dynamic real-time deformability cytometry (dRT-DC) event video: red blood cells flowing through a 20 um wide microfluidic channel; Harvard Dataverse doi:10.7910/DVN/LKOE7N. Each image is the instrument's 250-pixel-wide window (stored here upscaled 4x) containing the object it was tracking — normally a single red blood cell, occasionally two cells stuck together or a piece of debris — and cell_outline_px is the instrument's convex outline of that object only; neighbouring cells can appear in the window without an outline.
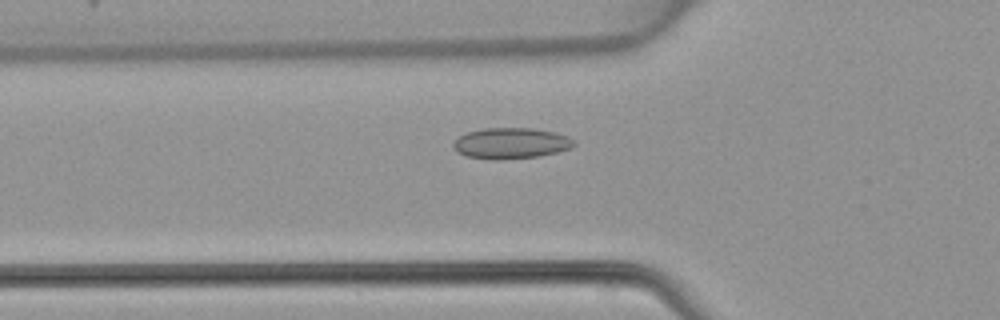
{"species": "common noctule bat (a hibernating species)", "species_latin": "Nyctalus noctula", "temperature_condition": "warm", "stored_images_in_passage": 48, "camera_frame_rate_fps": 3000, "um_per_image_px": 0.085, "animal": {"sex": "female", "body_mass_g": 22.7, "forearm_length_mm": 54.2}, "frame": {"image": 1, "passage_image": 17, "time_ms": 5.333, "image_size_px": [1000, 320], "cell_outline_px": [[576, 144], [572, 148], [556, 152], [536, 156], [496, 160], [492, 160], [464, 156], [456, 152], [452, 148], [452, 144], [460, 136], [468, 132], [484, 128], [532, 128], [556, 132], [568, 136], [576, 140]], "centroid_in_image_um": [43.43, 12.18], "position_along_channel_um": 82.4, "area_um2": 21.91}}
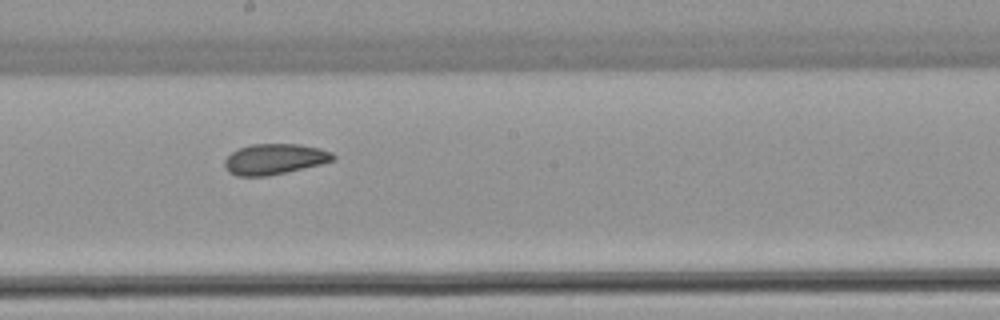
{"frame": {"image": 2, "passage_image": 27, "time_ms": 8.667, "image_size_px": [1000, 320], "cell_outline_px": [[336, 160], [320, 164], [268, 176], [236, 176], [228, 172], [224, 168], [224, 160], [232, 152], [240, 148], [252, 144], [300, 144], [320, 148], [332, 152], [336, 156]], "centroid_in_image_um": [23.34, 13.52], "position_along_channel_um": 224.9, "area_um2": 19.42}}
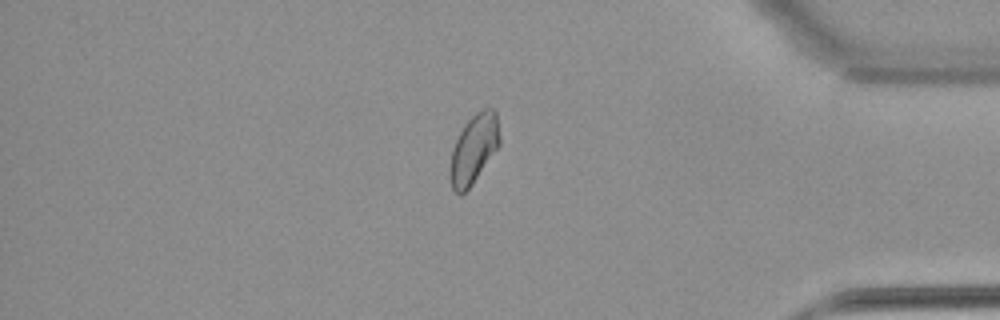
{"frame": {"image": 3, "passage_image": 41, "time_ms": 13.333, "image_size_px": [1000, 320], "cell_outline_px": [[500, 144], [472, 184], [460, 196], [452, 188], [448, 172], [452, 152], [456, 140], [464, 124], [476, 112], [484, 108], [492, 108], [496, 112], [500, 136]], "centroid_in_image_um": [40.26, 12.66], "position_along_channel_um": 394.9, "area_um2": 19.83}}